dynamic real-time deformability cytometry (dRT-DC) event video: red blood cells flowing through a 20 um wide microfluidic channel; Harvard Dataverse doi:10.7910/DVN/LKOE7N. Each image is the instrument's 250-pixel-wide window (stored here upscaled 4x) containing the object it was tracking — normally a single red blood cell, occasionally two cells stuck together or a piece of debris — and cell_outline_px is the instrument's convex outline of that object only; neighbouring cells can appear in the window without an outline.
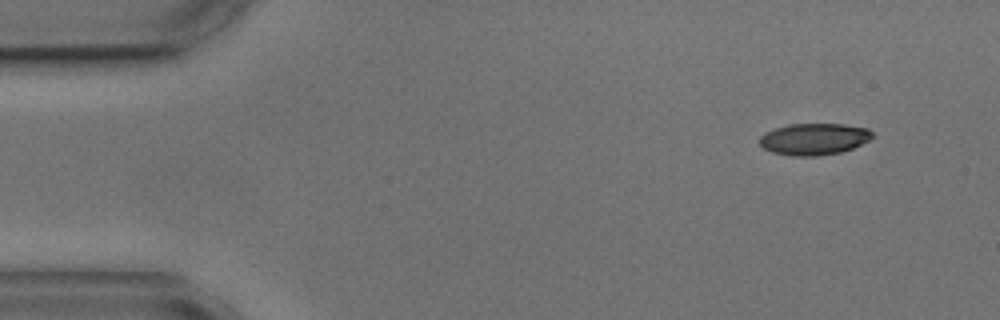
{"species": "common noctule bat (a hibernating species)", "species_latin": "Nyctalus noctula", "temperature_condition": "cold", "stored_images_in_passage": 2, "camera_frame_rate_fps": 3000, "um_per_image_px": 0.085, "animal": {"sex": "male", "body_mass_g": 17.9, "forearm_length_mm": 54.2}, "frame": {"image": 1, "passage_image": 2, "time_ms": 2.333, "image_size_px": [1000, 320], "cell_outline_px": [[876, 136], [852, 148], [840, 152], [816, 156], [792, 156], [772, 152], [764, 148], [760, 144], [760, 136], [764, 132], [788, 124], [844, 124], [868, 128]], "centroid_in_image_um": [69.19, 11.81], "position_along_channel_um": 15.8, "area_um2": 20.81}}